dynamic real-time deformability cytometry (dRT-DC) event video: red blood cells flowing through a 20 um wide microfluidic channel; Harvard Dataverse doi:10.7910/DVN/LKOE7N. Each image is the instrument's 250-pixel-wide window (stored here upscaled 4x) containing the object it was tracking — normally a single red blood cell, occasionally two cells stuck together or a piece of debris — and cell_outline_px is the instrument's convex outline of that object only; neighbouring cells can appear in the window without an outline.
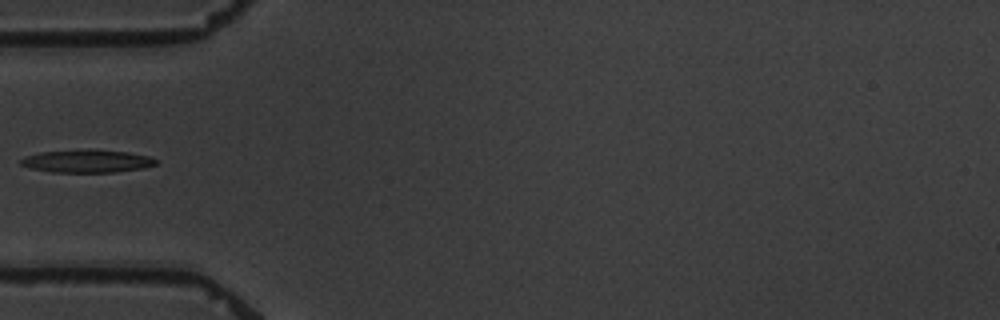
{"species": "common noctule bat (a hibernating species)", "species_latin": "Nyctalus noctula", "temperature_condition": "warm", "stored_images_in_passage": 10, "camera_frame_rate_fps": 3000, "um_per_image_px": 0.085, "animal": {"sex": "male", "body_mass_g": 19.5, "forearm_length_mm": 54.6}, "frame": {"image": 1, "passage_image": 4, "time_ms": 3.333, "image_size_px": [1000, 320], "cell_outline_px": [[156, 164], [144, 168], [116, 172], [52, 172], [28, 168], [20, 164], [20, 160], [24, 156], [40, 152], [96, 148], [128, 152], [148, 156], [156, 160]], "centroid_in_image_um": [7.37, 13.68], "position_along_channel_um": 77.6, "area_um2": 18.26}}
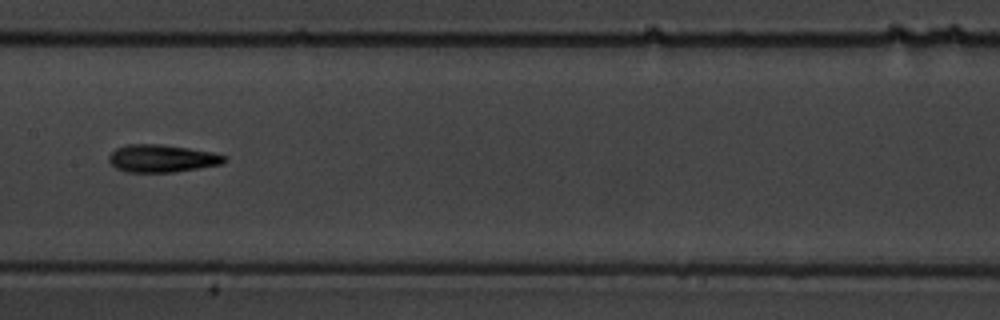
{"frame": {"image": 2, "passage_image": 7, "time_ms": 6.667, "image_size_px": [1000, 320], "cell_outline_px": [[228, 160], [220, 164], [172, 172], [128, 172], [116, 168], [108, 160], [108, 156], [116, 148], [128, 144], [160, 144], [188, 148], [212, 152], [224, 156]], "centroid_in_image_um": [13.73, 13.46], "position_along_channel_um": 193.7, "area_um2": 18.32}}
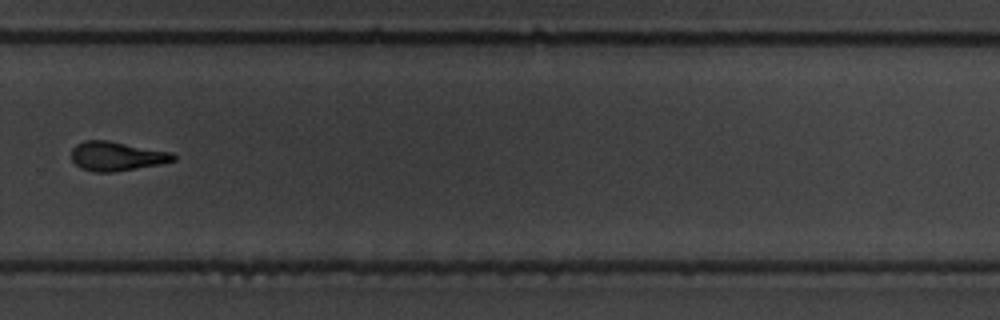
{"frame": {"image": 3, "passage_image": 10, "time_ms": 10.333, "image_size_px": [1000, 320], "cell_outline_px": [[176, 160], [160, 164], [112, 172], [92, 172], [80, 168], [72, 160], [72, 148], [76, 144], [84, 140], [108, 140], [172, 152], [176, 156]], "centroid_in_image_um": [9.9, 13.27], "position_along_channel_um": 319.9, "area_um2": 17.4}}